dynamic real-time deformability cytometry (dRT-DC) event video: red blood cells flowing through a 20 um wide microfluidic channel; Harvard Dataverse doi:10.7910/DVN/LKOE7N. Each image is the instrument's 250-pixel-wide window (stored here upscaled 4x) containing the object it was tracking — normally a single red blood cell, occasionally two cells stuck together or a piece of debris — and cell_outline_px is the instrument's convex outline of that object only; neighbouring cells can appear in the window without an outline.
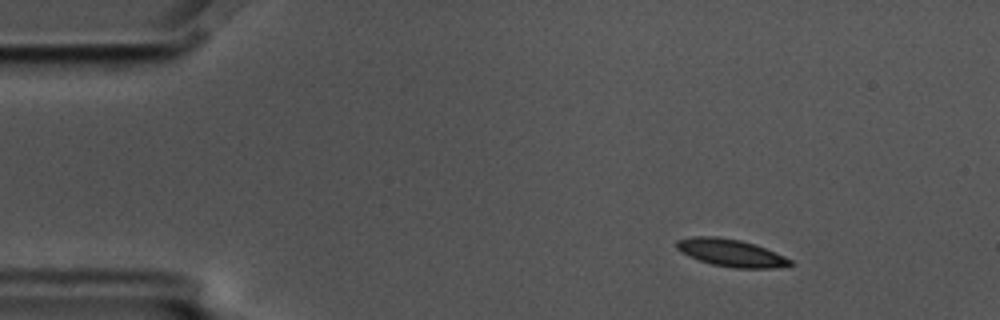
{"species": "common noctule bat (a hibernating species)", "species_latin": "Nyctalus noctula", "temperature_condition": "cold", "stored_images_in_passage": 8, "camera_frame_rate_fps": 3000, "um_per_image_px": 0.085, "animal": {"sex": "male", "body_mass_g": 17.5, "forearm_length_mm": 52.3}, "frame": {"image": 1, "passage_image": 2, "time_ms": 0.333, "image_size_px": [1000, 320], "cell_outline_px": [[796, 264], [772, 268], [732, 268], [712, 264], [688, 256], [680, 252], [676, 248], [676, 240], [692, 236], [720, 236], [740, 240], [756, 244], [784, 256], [792, 260]], "centroid_in_image_um": [62.12, 21.48], "position_along_channel_um": 22.9, "area_um2": 18.32}}
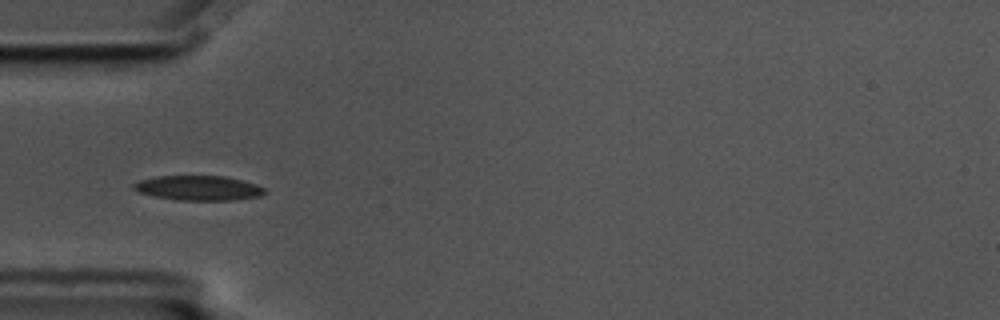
{"frame": {"image": 2, "passage_image": 4, "time_ms": 1.0, "image_size_px": [1000, 320], "cell_outline_px": [[268, 192], [260, 196], [232, 200], [180, 200], [156, 196], [140, 192], [132, 188], [132, 184], [140, 180], [156, 176], [224, 176], [244, 180], [256, 184], [264, 188]], "centroid_in_image_um": [16.91, 15.97], "position_along_channel_um": 68.1, "area_um2": 18.84}}